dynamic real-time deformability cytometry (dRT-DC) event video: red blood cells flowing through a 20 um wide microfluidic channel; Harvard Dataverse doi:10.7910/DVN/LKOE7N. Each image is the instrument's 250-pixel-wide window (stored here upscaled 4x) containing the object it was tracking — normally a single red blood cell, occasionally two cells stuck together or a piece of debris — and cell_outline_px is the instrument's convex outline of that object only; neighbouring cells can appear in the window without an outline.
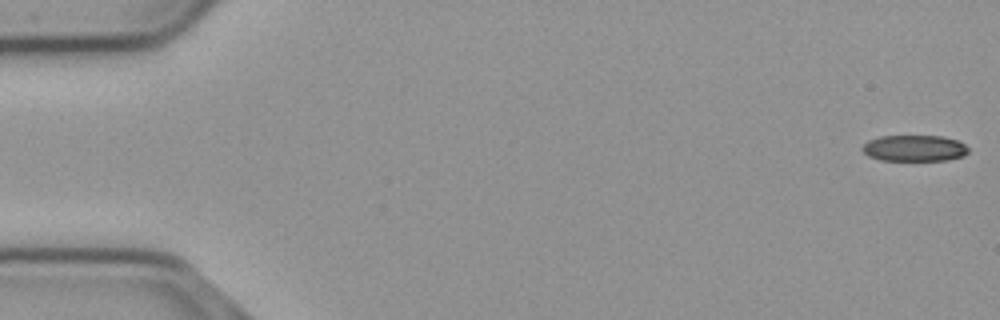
{"species": "common noctule bat (a hibernating species)", "species_latin": "Nyctalus noctula", "temperature_condition": "cold", "stored_images_in_passage": 56, "camera_frame_rate_fps": 3000, "um_per_image_px": 0.085, "animal": {"sex": "male", "body_mass_g": 23.1, "forearm_length_mm": 52.7}, "frame": {"image": 1, "passage_image": 1, "time_ms": 0.0, "image_size_px": [1000, 320], "cell_outline_px": [[968, 152], [964, 156], [948, 160], [880, 160], [868, 156], [860, 148], [868, 140], [880, 136], [944, 136], [956, 140], [964, 144], [968, 148]], "centroid_in_image_um": [77.71, 12.6], "position_along_channel_um": 7.3, "area_um2": 16.24}}
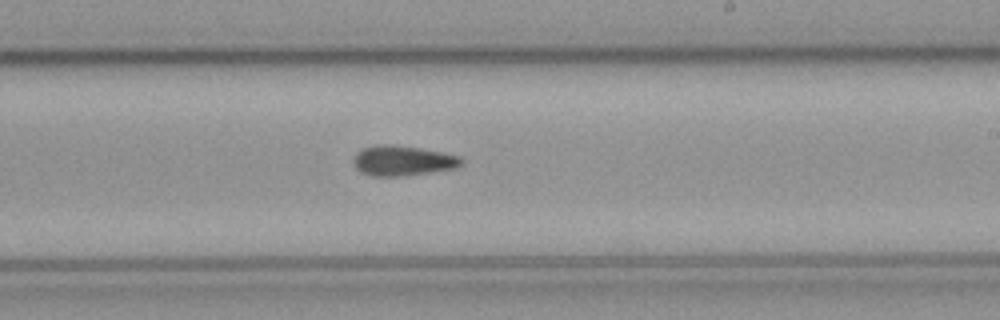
{"frame": {"image": 2, "passage_image": 33, "time_ms": 10.667, "image_size_px": [1000, 320], "cell_outline_px": [[464, 160], [456, 168], [404, 176], [372, 176], [360, 172], [356, 168], [352, 160], [356, 152], [372, 144], [388, 144], [420, 148], [460, 156]], "centroid_in_image_um": [34.18, 13.65], "position_along_channel_um": 254.8, "area_um2": 19.02}}
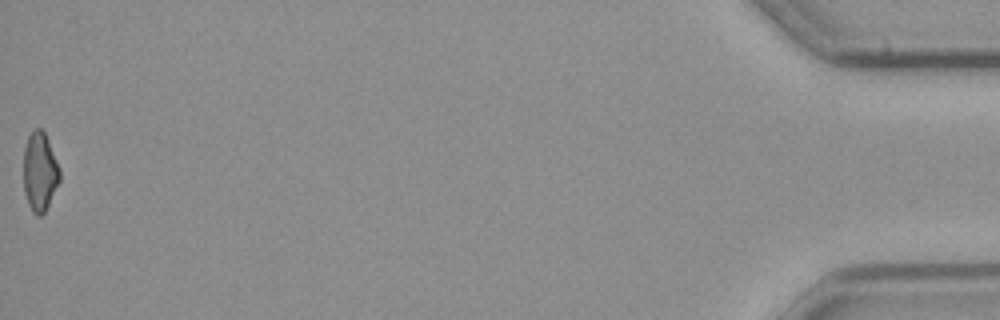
{"frame": {"image": 3, "passage_image": 56, "time_ms": 18.333, "image_size_px": [1000, 320], "cell_outline_px": [[60, 180], [44, 212], [40, 216], [36, 216], [32, 212], [28, 204], [24, 192], [24, 148], [28, 136], [32, 128], [40, 128], [44, 132], [48, 140], [60, 168]], "centroid_in_image_um": [3.37, 14.58], "position_along_channel_um": 431.8, "area_um2": 16.65}, "authors_computed_cell_mechanics": {"area_um2": 18.0047, "velocity_mm_per_s": 3.6938, "shape_relaxation_time_tau1_ms": null, "shape_relaxation_time_tau2_ms": 6.7725, "deformation_change_tau1": null, "deformation_change_tau2": 0.1491}}